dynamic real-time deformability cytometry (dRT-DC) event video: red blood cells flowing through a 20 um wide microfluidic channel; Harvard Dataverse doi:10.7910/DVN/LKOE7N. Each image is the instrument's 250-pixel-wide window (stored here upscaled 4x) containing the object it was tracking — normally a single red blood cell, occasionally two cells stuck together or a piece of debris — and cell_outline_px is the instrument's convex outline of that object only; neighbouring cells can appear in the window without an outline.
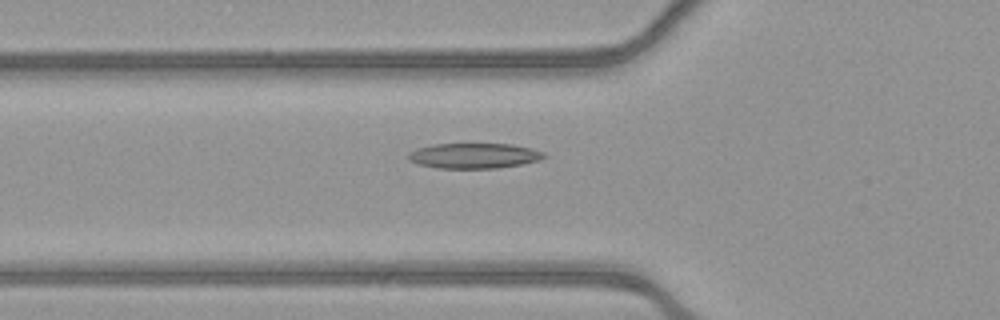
{"species": "common noctule bat (a hibernating species)", "species_latin": "Nyctalus noctula", "temperature_condition": "warm", "stored_images_in_passage": 46, "camera_frame_rate_fps": 3000, "um_per_image_px": 0.085, "animal": {"sex": "female", "body_mass_g": 21.9}, "frame": {"image": 1, "passage_image": 12, "time_ms": 3.667, "image_size_px": [1000, 320], "cell_outline_px": [[548, 156], [540, 160], [520, 164], [496, 168], [436, 168], [416, 164], [408, 160], [408, 152], [416, 148], [432, 144], [512, 144], [532, 148], [544, 152]], "centroid_in_image_um": [40.27, 13.23], "position_along_channel_um": 85.5, "area_um2": 20.17}}
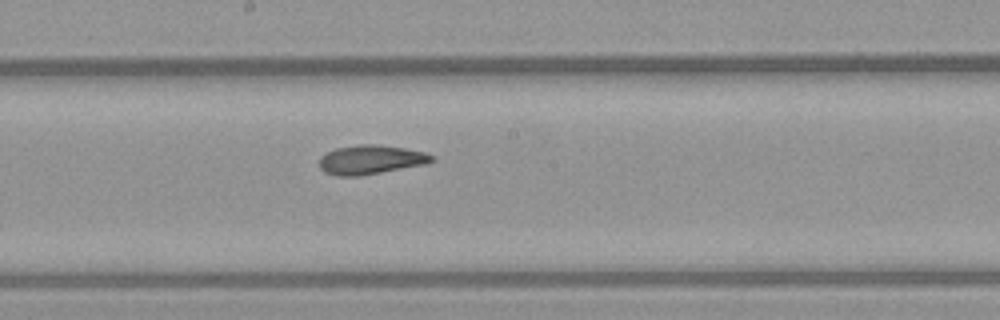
{"frame": {"image": 2, "passage_image": 22, "time_ms": 7.0, "image_size_px": [1000, 320], "cell_outline_px": [[436, 160], [428, 164], [360, 176], [336, 176], [324, 172], [320, 168], [320, 156], [324, 152], [336, 148], [360, 144], [376, 144], [404, 148], [424, 152], [436, 156]], "centroid_in_image_um": [31.53, 13.57], "position_along_channel_um": 216.7, "area_um2": 19.42}}
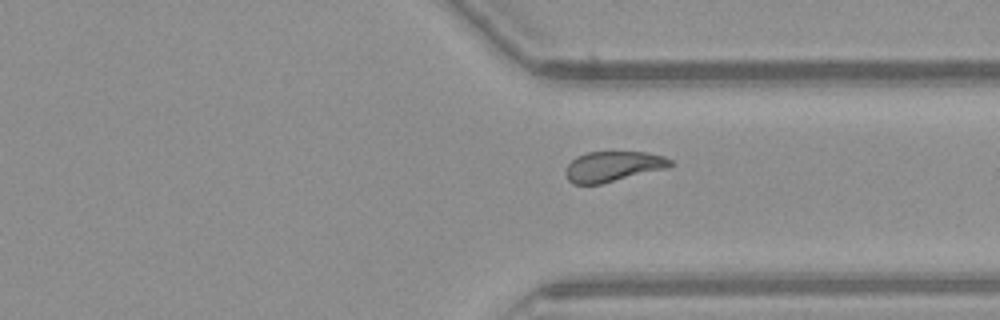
{"frame": {"image": 3, "passage_image": 33, "time_ms": 10.667, "image_size_px": [1000, 320], "cell_outline_px": [[672, 164], [668, 168], [600, 184], [572, 184], [568, 180], [564, 172], [564, 168], [576, 156], [588, 152], [648, 152], [664, 156], [672, 160]], "centroid_in_image_um": [52.09, 14.14], "position_along_channel_um": 359.3, "area_um2": 18.61}, "authors_computed_cell_mechanics": {"area_um2": 19.363, "velocity_mm_per_s": 3.8956, "shape_relaxation_time_tau1_ms": 5.5819, "shape_relaxation_time_tau2_ms": 1.9892, "deformation_change_tau1": 0.175, "deformation_change_tau2": 0.0849}}